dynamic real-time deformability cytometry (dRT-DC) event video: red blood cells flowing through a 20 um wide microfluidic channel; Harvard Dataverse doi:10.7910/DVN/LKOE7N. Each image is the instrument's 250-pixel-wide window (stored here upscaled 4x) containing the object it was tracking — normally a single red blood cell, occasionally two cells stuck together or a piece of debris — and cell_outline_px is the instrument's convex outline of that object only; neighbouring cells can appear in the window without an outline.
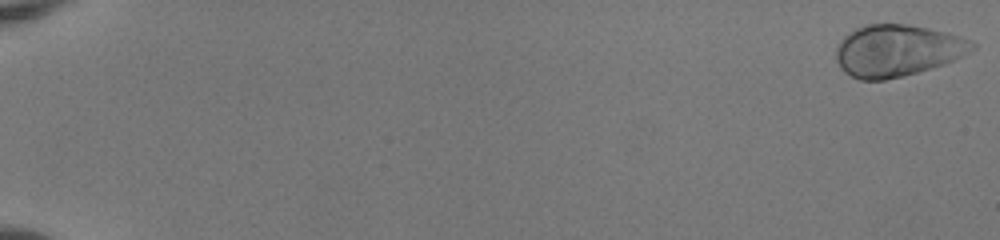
{"species": "human", "species_latin": "Homo sapiens", "temperature_condition": "room temperature", "stored_images_in_passage": 53, "camera_frame_rate_fps": 3000, "um_per_image_px": 0.085, "donor": {"sex": "female"}, "frame": {"image": 1, "passage_image": 1, "time_ms": 0.0, "image_size_px": [1000, 240], "cell_outline_px": [[976, 48], [944, 64], [904, 76], [884, 80], [860, 80], [844, 72], [840, 68], [836, 60], [836, 48], [840, 40], [848, 32], [864, 24], [908, 24], [948, 32], [972, 40], [976, 44]], "centroid_in_image_um": [76.24, 4.29], "position_along_channel_um": 8.8, "area_um2": 41.21}}
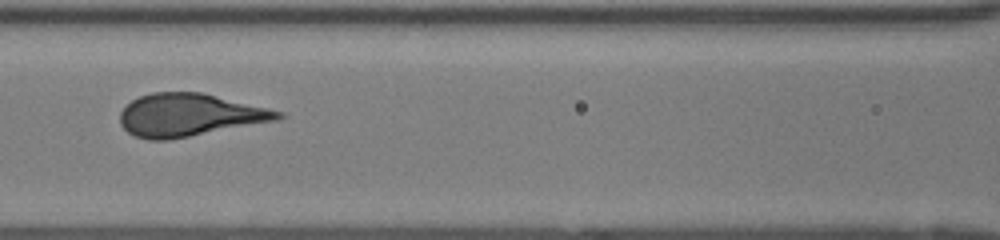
{"frame": {"image": 2, "passage_image": 27, "time_ms": 8.667, "image_size_px": [1000, 240], "cell_outline_px": [[288, 116], [276, 120], [168, 140], [148, 140], [136, 136], [128, 132], [120, 124], [120, 112], [132, 100], [140, 96], [152, 92], [200, 92], [268, 108], [284, 112]], "centroid_in_image_um": [16.09, 9.77], "position_along_channel_um": 150.5, "area_um2": 38.96}}
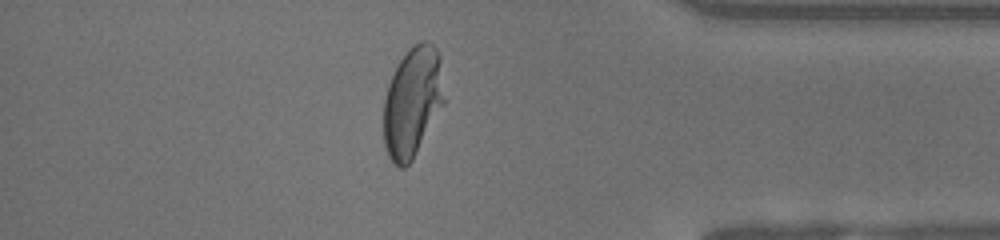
{"frame": {"image": 3, "passage_image": 47, "time_ms": 15.333, "image_size_px": [1000, 240], "cell_outline_px": [[444, 104], [412, 160], [404, 168], [400, 168], [388, 156], [384, 144], [384, 100], [388, 84], [400, 60], [408, 48], [420, 40], [428, 40], [436, 48], [440, 56], [444, 100]], "centroid_in_image_um": [35.06, 8.64], "position_along_channel_um": 400.1, "area_um2": 38.78}, "authors_computed_cell_mechanics": {"area_um2": 38.9572, "velocity_mm_per_s": 4.0333, "shape_relaxation_time_tau1_ms": 3.6831, "shape_relaxation_time_tau2_ms": null, "deformation_change_tau1": 0.2219, "deformation_change_tau2": null}}